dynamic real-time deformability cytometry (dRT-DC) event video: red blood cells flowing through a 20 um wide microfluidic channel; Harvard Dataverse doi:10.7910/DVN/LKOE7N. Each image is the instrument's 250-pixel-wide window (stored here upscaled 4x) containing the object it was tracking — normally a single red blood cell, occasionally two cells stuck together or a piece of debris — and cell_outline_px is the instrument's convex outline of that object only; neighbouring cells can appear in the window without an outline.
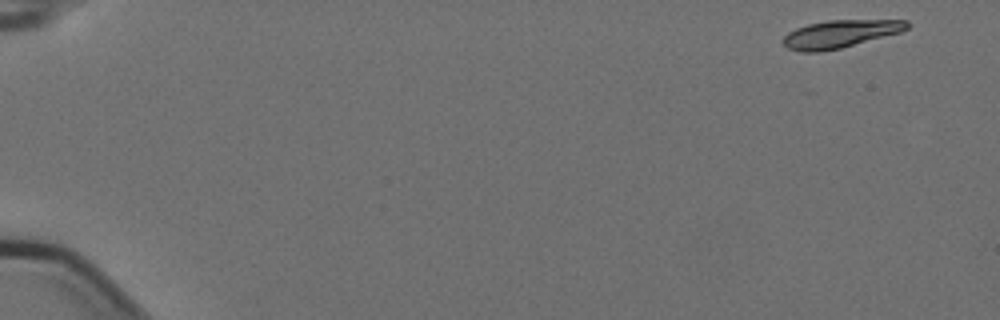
{"species": "Egyptian fruit bat (a non-hibernating species)", "species_latin": "Rousettus aegyptiacus", "temperature_condition": "cold", "stored_images_in_passage": 3, "camera_frame_rate_fps": 3000, "um_per_image_px": 0.085, "animal": {"sex": "female"}, "frame": {"image": 1, "passage_image": 1, "time_ms": 0.0, "image_size_px": [1000, 320], "cell_outline_px": [[908, 28], [900, 32], [840, 48], [820, 52], [800, 52], [788, 48], [780, 40], [788, 32], [796, 28], [808, 24], [828, 20], [908, 20]], "centroid_in_image_um": [71.36, 2.88], "position_along_channel_um": 13.6, "area_um2": 19.88}}